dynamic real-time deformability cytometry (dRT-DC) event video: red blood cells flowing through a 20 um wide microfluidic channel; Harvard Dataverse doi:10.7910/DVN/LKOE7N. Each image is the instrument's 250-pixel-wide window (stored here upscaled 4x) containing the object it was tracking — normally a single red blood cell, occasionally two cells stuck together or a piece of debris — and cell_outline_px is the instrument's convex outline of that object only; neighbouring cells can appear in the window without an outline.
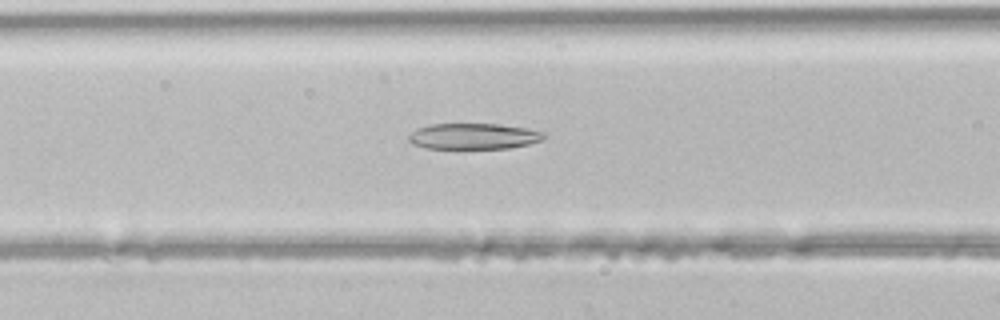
{"species": "common noctule bat (a hibernating species)", "species_latin": "Nyctalus noctula", "temperature_condition": "room temperature", "stored_images_in_passage": 41, "camera_frame_rate_fps": 3000, "um_per_image_px": 0.085, "animal": {"sex": "male", "body_mass_g": 21.5, "forearm_length_mm": 52.0}, "frame": {"image": 1, "passage_image": 18, "time_ms": 5.667, "image_size_px": [1000, 320], "cell_outline_px": [[544, 136], [540, 140], [528, 144], [508, 148], [424, 148], [412, 144], [408, 140], [408, 136], [416, 128], [432, 124], [496, 124], [524, 128], [544, 132]], "centroid_in_image_um": [40.19, 11.58], "position_along_channel_um": 126.4, "area_um2": 20.17}}
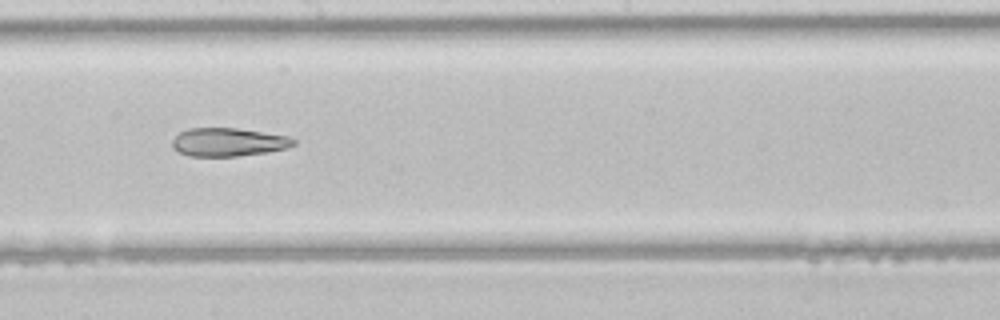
{"frame": {"image": 2, "passage_image": 25, "time_ms": 8.0, "image_size_px": [1000, 320], "cell_outline_px": [[296, 144], [284, 148], [264, 152], [236, 156], [188, 156], [172, 148], [172, 140], [180, 132], [188, 128], [236, 128], [288, 136], [296, 140]], "centroid_in_image_um": [19.37, 12.07], "position_along_channel_um": 228.8, "area_um2": 19.83}}
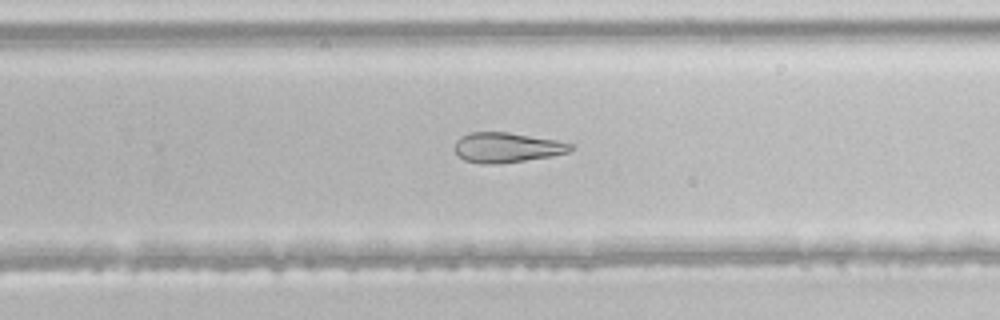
{"frame": {"image": 3, "passage_image": 29, "time_ms": 9.333, "image_size_px": [1000, 320], "cell_outline_px": [[572, 148], [568, 152], [552, 156], [500, 164], [480, 164], [464, 160], [456, 152], [456, 140], [460, 136], [468, 132], [508, 132], [556, 140], [572, 144]], "centroid_in_image_um": [43.06, 12.54], "position_along_channel_um": 286.7, "area_um2": 20.23}}